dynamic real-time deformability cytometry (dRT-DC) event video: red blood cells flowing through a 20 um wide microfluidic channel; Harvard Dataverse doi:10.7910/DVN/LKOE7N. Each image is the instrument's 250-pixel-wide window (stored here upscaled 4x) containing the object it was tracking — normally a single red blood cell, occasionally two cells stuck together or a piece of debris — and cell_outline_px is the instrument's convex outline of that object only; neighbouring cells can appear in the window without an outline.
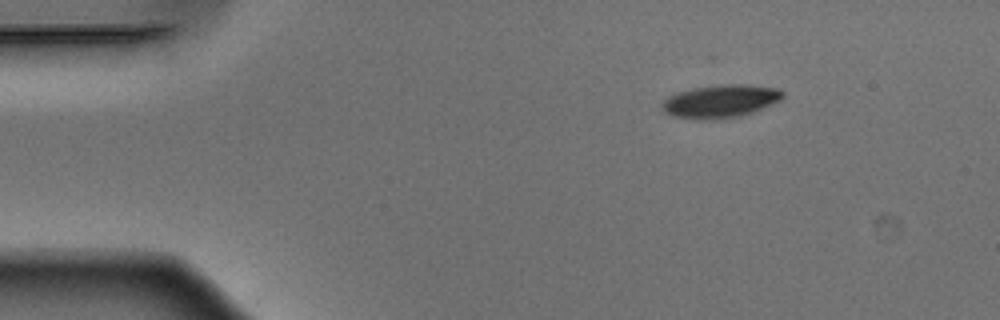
{"species": "Egyptian fruit bat (a non-hibernating species)", "species_latin": "Rousettus aegyptiacus", "temperature_condition": "warm", "stored_images_in_passage": 45, "camera_frame_rate_fps": 3000, "um_per_image_px": 0.085, "animal": {"sex": "male"}, "frame": {"image": 1, "passage_image": 1, "time_ms": 0.0, "image_size_px": [1000, 320], "cell_outline_px": [[784, 96], [780, 100], [752, 112], [740, 116], [716, 120], [700, 120], [672, 116], [664, 112], [660, 108], [660, 104], [668, 96], [676, 92], [696, 88], [724, 84], [744, 84], [780, 88], [784, 92]], "centroid_in_image_um": [61.21, 8.61], "position_along_channel_um": 23.8, "area_um2": 23.41}}
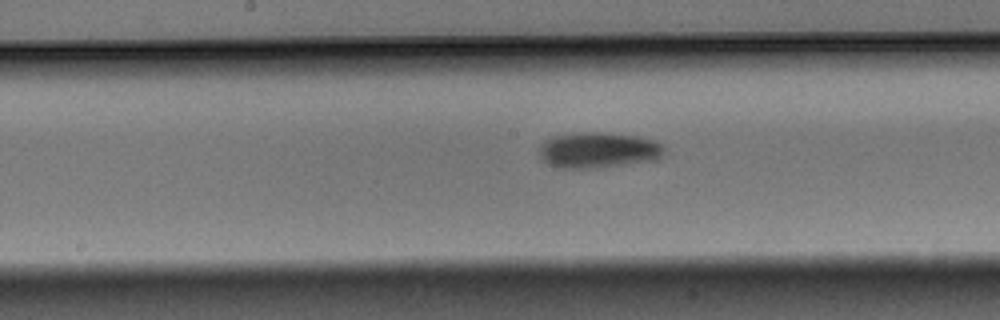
{"frame": {"image": 2, "passage_image": 20, "time_ms": 6.333, "image_size_px": [1000, 320], "cell_outline_px": [[664, 152], [656, 160], [596, 168], [560, 168], [548, 164], [540, 160], [540, 144], [552, 136], [580, 132], [604, 132], [640, 136], [656, 140], [664, 144]], "centroid_in_image_um": [50.87, 12.75], "position_along_channel_um": 197.3, "area_um2": 26.41}}
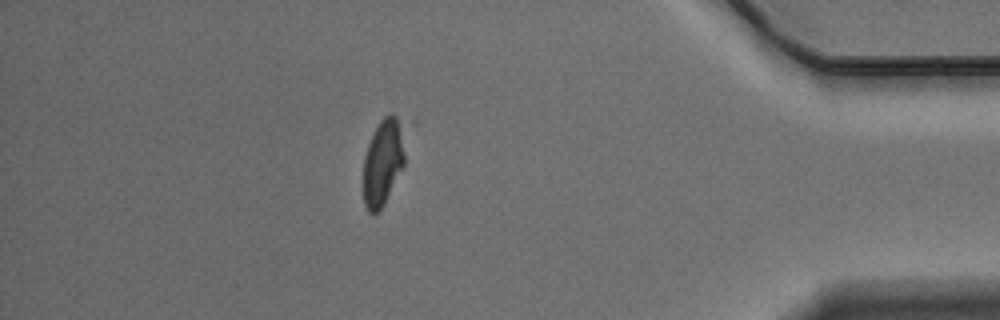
{"frame": {"image": 3, "passage_image": 39, "time_ms": 12.667, "image_size_px": [1000, 320], "cell_outline_px": [[404, 164], [380, 212], [368, 212], [364, 204], [364, 156], [368, 144], [380, 120], [384, 116], [392, 112], [404, 120]], "centroid_in_image_um": [32.58, 13.71], "position_along_channel_um": 402.6, "area_um2": 21.15}, "authors_computed_cell_mechanics": {"area_um2": 24.1604, "velocity_mm_per_s": 3.8874, "shape_relaxation_time_tau1_ms": 2.7725, "shape_relaxation_time_tau2_ms": 5.715, "deformation_change_tau1": 0.111, "deformation_change_tau2": 0.0927}}